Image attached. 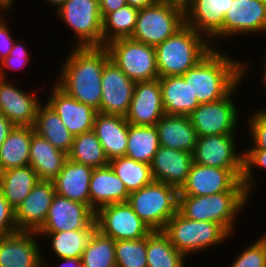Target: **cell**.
Returning <instances> with one entry per match:
<instances>
[{
	"label": "cell",
	"mask_w": 266,
	"mask_h": 267,
	"mask_svg": "<svg viewBox=\"0 0 266 267\" xmlns=\"http://www.w3.org/2000/svg\"><path fill=\"white\" fill-rule=\"evenodd\" d=\"M109 60L105 47H72L63 60L55 84L69 96L98 111L103 68Z\"/></svg>",
	"instance_id": "6da1fadb"
},
{
	"label": "cell",
	"mask_w": 266,
	"mask_h": 267,
	"mask_svg": "<svg viewBox=\"0 0 266 267\" xmlns=\"http://www.w3.org/2000/svg\"><path fill=\"white\" fill-rule=\"evenodd\" d=\"M213 48L201 61L181 75L199 104L224 98L250 71L251 63L237 60ZM245 76V77H244Z\"/></svg>",
	"instance_id": "7a4b0ae2"
},
{
	"label": "cell",
	"mask_w": 266,
	"mask_h": 267,
	"mask_svg": "<svg viewBox=\"0 0 266 267\" xmlns=\"http://www.w3.org/2000/svg\"><path fill=\"white\" fill-rule=\"evenodd\" d=\"M251 197L240 180L226 192L204 196L179 195L178 212L187 219L217 223L232 236L236 231L235 220Z\"/></svg>",
	"instance_id": "3957f363"
},
{
	"label": "cell",
	"mask_w": 266,
	"mask_h": 267,
	"mask_svg": "<svg viewBox=\"0 0 266 267\" xmlns=\"http://www.w3.org/2000/svg\"><path fill=\"white\" fill-rule=\"evenodd\" d=\"M212 49L204 35L185 24L174 35L155 46L159 78L183 75Z\"/></svg>",
	"instance_id": "277c9868"
},
{
	"label": "cell",
	"mask_w": 266,
	"mask_h": 267,
	"mask_svg": "<svg viewBox=\"0 0 266 267\" xmlns=\"http://www.w3.org/2000/svg\"><path fill=\"white\" fill-rule=\"evenodd\" d=\"M163 232L187 258L208 248H215L231 237L217 223L187 219L179 212L168 220Z\"/></svg>",
	"instance_id": "5b68a950"
},
{
	"label": "cell",
	"mask_w": 266,
	"mask_h": 267,
	"mask_svg": "<svg viewBox=\"0 0 266 267\" xmlns=\"http://www.w3.org/2000/svg\"><path fill=\"white\" fill-rule=\"evenodd\" d=\"M179 191L163 182L150 184L129 194L127 203L152 231H163L178 212Z\"/></svg>",
	"instance_id": "8992f818"
},
{
	"label": "cell",
	"mask_w": 266,
	"mask_h": 267,
	"mask_svg": "<svg viewBox=\"0 0 266 267\" xmlns=\"http://www.w3.org/2000/svg\"><path fill=\"white\" fill-rule=\"evenodd\" d=\"M185 25V11L167 2L157 1L139 9L132 40L157 46Z\"/></svg>",
	"instance_id": "52a82bcc"
},
{
	"label": "cell",
	"mask_w": 266,
	"mask_h": 267,
	"mask_svg": "<svg viewBox=\"0 0 266 267\" xmlns=\"http://www.w3.org/2000/svg\"><path fill=\"white\" fill-rule=\"evenodd\" d=\"M56 11L60 22L76 36L72 47H102V15L98 0H66Z\"/></svg>",
	"instance_id": "ba28073f"
},
{
	"label": "cell",
	"mask_w": 266,
	"mask_h": 267,
	"mask_svg": "<svg viewBox=\"0 0 266 267\" xmlns=\"http://www.w3.org/2000/svg\"><path fill=\"white\" fill-rule=\"evenodd\" d=\"M110 60L134 82L152 81L159 78L155 47L120 38L105 45Z\"/></svg>",
	"instance_id": "9c48e42d"
},
{
	"label": "cell",
	"mask_w": 266,
	"mask_h": 267,
	"mask_svg": "<svg viewBox=\"0 0 266 267\" xmlns=\"http://www.w3.org/2000/svg\"><path fill=\"white\" fill-rule=\"evenodd\" d=\"M243 79L222 99L199 104L189 115L197 137L219 134H235L238 129L239 108L234 94ZM238 109V110H237Z\"/></svg>",
	"instance_id": "30bf717a"
},
{
	"label": "cell",
	"mask_w": 266,
	"mask_h": 267,
	"mask_svg": "<svg viewBox=\"0 0 266 267\" xmlns=\"http://www.w3.org/2000/svg\"><path fill=\"white\" fill-rule=\"evenodd\" d=\"M96 229L105 236L119 240H139L152 230L127 202L113 203L95 212Z\"/></svg>",
	"instance_id": "8fae6325"
},
{
	"label": "cell",
	"mask_w": 266,
	"mask_h": 267,
	"mask_svg": "<svg viewBox=\"0 0 266 267\" xmlns=\"http://www.w3.org/2000/svg\"><path fill=\"white\" fill-rule=\"evenodd\" d=\"M242 175L243 168H216L193 162L179 195L204 196L230 191Z\"/></svg>",
	"instance_id": "7c38bea8"
},
{
	"label": "cell",
	"mask_w": 266,
	"mask_h": 267,
	"mask_svg": "<svg viewBox=\"0 0 266 267\" xmlns=\"http://www.w3.org/2000/svg\"><path fill=\"white\" fill-rule=\"evenodd\" d=\"M96 229L95 212L87 205L55 194L45 223L37 232Z\"/></svg>",
	"instance_id": "4fadbf2b"
},
{
	"label": "cell",
	"mask_w": 266,
	"mask_h": 267,
	"mask_svg": "<svg viewBox=\"0 0 266 267\" xmlns=\"http://www.w3.org/2000/svg\"><path fill=\"white\" fill-rule=\"evenodd\" d=\"M235 136L219 134L197 137L194 163L216 168H243L244 153L238 151Z\"/></svg>",
	"instance_id": "5bb4252c"
},
{
	"label": "cell",
	"mask_w": 266,
	"mask_h": 267,
	"mask_svg": "<svg viewBox=\"0 0 266 267\" xmlns=\"http://www.w3.org/2000/svg\"><path fill=\"white\" fill-rule=\"evenodd\" d=\"M101 82L102 98L97 112L125 117L136 82L128 78L111 60L104 65Z\"/></svg>",
	"instance_id": "9a60e30c"
},
{
	"label": "cell",
	"mask_w": 266,
	"mask_h": 267,
	"mask_svg": "<svg viewBox=\"0 0 266 267\" xmlns=\"http://www.w3.org/2000/svg\"><path fill=\"white\" fill-rule=\"evenodd\" d=\"M233 0H193L185 10V24L204 35L213 48V41L223 40V20ZM217 38V39H216ZM215 45V46H214Z\"/></svg>",
	"instance_id": "2e32d148"
},
{
	"label": "cell",
	"mask_w": 266,
	"mask_h": 267,
	"mask_svg": "<svg viewBox=\"0 0 266 267\" xmlns=\"http://www.w3.org/2000/svg\"><path fill=\"white\" fill-rule=\"evenodd\" d=\"M249 33L266 34V6L261 0H233L223 20V40Z\"/></svg>",
	"instance_id": "e0dca14e"
},
{
	"label": "cell",
	"mask_w": 266,
	"mask_h": 267,
	"mask_svg": "<svg viewBox=\"0 0 266 267\" xmlns=\"http://www.w3.org/2000/svg\"><path fill=\"white\" fill-rule=\"evenodd\" d=\"M38 236L34 231L0 236V267H44Z\"/></svg>",
	"instance_id": "ac0fdd59"
},
{
	"label": "cell",
	"mask_w": 266,
	"mask_h": 267,
	"mask_svg": "<svg viewBox=\"0 0 266 267\" xmlns=\"http://www.w3.org/2000/svg\"><path fill=\"white\" fill-rule=\"evenodd\" d=\"M9 81L0 78V113L14 126L33 127L42 101L35 92H25Z\"/></svg>",
	"instance_id": "d6986e66"
},
{
	"label": "cell",
	"mask_w": 266,
	"mask_h": 267,
	"mask_svg": "<svg viewBox=\"0 0 266 267\" xmlns=\"http://www.w3.org/2000/svg\"><path fill=\"white\" fill-rule=\"evenodd\" d=\"M165 114L159 78L136 82L125 119L130 125L155 126Z\"/></svg>",
	"instance_id": "ffe728a7"
},
{
	"label": "cell",
	"mask_w": 266,
	"mask_h": 267,
	"mask_svg": "<svg viewBox=\"0 0 266 267\" xmlns=\"http://www.w3.org/2000/svg\"><path fill=\"white\" fill-rule=\"evenodd\" d=\"M50 90L47 104L61 118L73 136L93 130L97 110L66 94L55 83Z\"/></svg>",
	"instance_id": "44dd1931"
},
{
	"label": "cell",
	"mask_w": 266,
	"mask_h": 267,
	"mask_svg": "<svg viewBox=\"0 0 266 267\" xmlns=\"http://www.w3.org/2000/svg\"><path fill=\"white\" fill-rule=\"evenodd\" d=\"M55 194L53 181L39 180L15 210L18 231L37 232L46 221Z\"/></svg>",
	"instance_id": "7402d4cb"
},
{
	"label": "cell",
	"mask_w": 266,
	"mask_h": 267,
	"mask_svg": "<svg viewBox=\"0 0 266 267\" xmlns=\"http://www.w3.org/2000/svg\"><path fill=\"white\" fill-rule=\"evenodd\" d=\"M193 162L190 152L160 146L150 164L153 181L163 182L180 191Z\"/></svg>",
	"instance_id": "603a6c76"
},
{
	"label": "cell",
	"mask_w": 266,
	"mask_h": 267,
	"mask_svg": "<svg viewBox=\"0 0 266 267\" xmlns=\"http://www.w3.org/2000/svg\"><path fill=\"white\" fill-rule=\"evenodd\" d=\"M94 168L67 158L62 170L53 180L56 194L90 207V180Z\"/></svg>",
	"instance_id": "cb8c5ba5"
},
{
	"label": "cell",
	"mask_w": 266,
	"mask_h": 267,
	"mask_svg": "<svg viewBox=\"0 0 266 267\" xmlns=\"http://www.w3.org/2000/svg\"><path fill=\"white\" fill-rule=\"evenodd\" d=\"M89 193L90 208L94 212L106 205L127 202L130 194L110 165L94 168Z\"/></svg>",
	"instance_id": "d4e9b609"
},
{
	"label": "cell",
	"mask_w": 266,
	"mask_h": 267,
	"mask_svg": "<svg viewBox=\"0 0 266 267\" xmlns=\"http://www.w3.org/2000/svg\"><path fill=\"white\" fill-rule=\"evenodd\" d=\"M128 127L129 123L123 116L100 112L96 114L93 131L109 160L125 156L128 143Z\"/></svg>",
	"instance_id": "484cf974"
},
{
	"label": "cell",
	"mask_w": 266,
	"mask_h": 267,
	"mask_svg": "<svg viewBox=\"0 0 266 267\" xmlns=\"http://www.w3.org/2000/svg\"><path fill=\"white\" fill-rule=\"evenodd\" d=\"M155 126L160 146L194 153L197 134L189 116L164 114Z\"/></svg>",
	"instance_id": "4316f807"
},
{
	"label": "cell",
	"mask_w": 266,
	"mask_h": 267,
	"mask_svg": "<svg viewBox=\"0 0 266 267\" xmlns=\"http://www.w3.org/2000/svg\"><path fill=\"white\" fill-rule=\"evenodd\" d=\"M68 156L54 147L47 139L34 133L29 149V165L39 180L53 181L62 170Z\"/></svg>",
	"instance_id": "83f0119b"
},
{
	"label": "cell",
	"mask_w": 266,
	"mask_h": 267,
	"mask_svg": "<svg viewBox=\"0 0 266 267\" xmlns=\"http://www.w3.org/2000/svg\"><path fill=\"white\" fill-rule=\"evenodd\" d=\"M159 82L165 114L189 116L199 105L181 75L161 77Z\"/></svg>",
	"instance_id": "f1b7e54d"
},
{
	"label": "cell",
	"mask_w": 266,
	"mask_h": 267,
	"mask_svg": "<svg viewBox=\"0 0 266 267\" xmlns=\"http://www.w3.org/2000/svg\"><path fill=\"white\" fill-rule=\"evenodd\" d=\"M33 128L37 135L47 139L57 149L66 154L70 152L74 136L46 101L37 109Z\"/></svg>",
	"instance_id": "f546056e"
},
{
	"label": "cell",
	"mask_w": 266,
	"mask_h": 267,
	"mask_svg": "<svg viewBox=\"0 0 266 267\" xmlns=\"http://www.w3.org/2000/svg\"><path fill=\"white\" fill-rule=\"evenodd\" d=\"M33 127L14 126L0 146V172L29 165Z\"/></svg>",
	"instance_id": "4dcf8cb0"
},
{
	"label": "cell",
	"mask_w": 266,
	"mask_h": 267,
	"mask_svg": "<svg viewBox=\"0 0 266 267\" xmlns=\"http://www.w3.org/2000/svg\"><path fill=\"white\" fill-rule=\"evenodd\" d=\"M38 182L39 178L30 165L0 172V189L14 210Z\"/></svg>",
	"instance_id": "1f68e13d"
},
{
	"label": "cell",
	"mask_w": 266,
	"mask_h": 267,
	"mask_svg": "<svg viewBox=\"0 0 266 267\" xmlns=\"http://www.w3.org/2000/svg\"><path fill=\"white\" fill-rule=\"evenodd\" d=\"M159 147L160 142L156 126L129 124L125 156L150 165Z\"/></svg>",
	"instance_id": "d6a6232c"
},
{
	"label": "cell",
	"mask_w": 266,
	"mask_h": 267,
	"mask_svg": "<svg viewBox=\"0 0 266 267\" xmlns=\"http://www.w3.org/2000/svg\"><path fill=\"white\" fill-rule=\"evenodd\" d=\"M147 267H186L187 257L179 252L163 231L146 237Z\"/></svg>",
	"instance_id": "836d02e7"
},
{
	"label": "cell",
	"mask_w": 266,
	"mask_h": 267,
	"mask_svg": "<svg viewBox=\"0 0 266 267\" xmlns=\"http://www.w3.org/2000/svg\"><path fill=\"white\" fill-rule=\"evenodd\" d=\"M96 229H80L60 232H37L39 237H47L53 253L58 259L81 258Z\"/></svg>",
	"instance_id": "e575fe53"
},
{
	"label": "cell",
	"mask_w": 266,
	"mask_h": 267,
	"mask_svg": "<svg viewBox=\"0 0 266 267\" xmlns=\"http://www.w3.org/2000/svg\"><path fill=\"white\" fill-rule=\"evenodd\" d=\"M138 13V8L128 4L108 13L102 19V47L116 39L130 38L135 29Z\"/></svg>",
	"instance_id": "d590c367"
},
{
	"label": "cell",
	"mask_w": 266,
	"mask_h": 267,
	"mask_svg": "<svg viewBox=\"0 0 266 267\" xmlns=\"http://www.w3.org/2000/svg\"><path fill=\"white\" fill-rule=\"evenodd\" d=\"M68 159L88 165L92 168H101L109 165L103 147L93 130L74 137Z\"/></svg>",
	"instance_id": "8d00e7d4"
},
{
	"label": "cell",
	"mask_w": 266,
	"mask_h": 267,
	"mask_svg": "<svg viewBox=\"0 0 266 267\" xmlns=\"http://www.w3.org/2000/svg\"><path fill=\"white\" fill-rule=\"evenodd\" d=\"M109 165L122 180L129 193L139 190L153 181L149 164L121 156L109 160Z\"/></svg>",
	"instance_id": "74e56055"
},
{
	"label": "cell",
	"mask_w": 266,
	"mask_h": 267,
	"mask_svg": "<svg viewBox=\"0 0 266 267\" xmlns=\"http://www.w3.org/2000/svg\"><path fill=\"white\" fill-rule=\"evenodd\" d=\"M116 241L97 229L93 232L81 256L83 267H116Z\"/></svg>",
	"instance_id": "f35d334b"
},
{
	"label": "cell",
	"mask_w": 266,
	"mask_h": 267,
	"mask_svg": "<svg viewBox=\"0 0 266 267\" xmlns=\"http://www.w3.org/2000/svg\"><path fill=\"white\" fill-rule=\"evenodd\" d=\"M116 267H147L146 237L115 244Z\"/></svg>",
	"instance_id": "ab89813d"
},
{
	"label": "cell",
	"mask_w": 266,
	"mask_h": 267,
	"mask_svg": "<svg viewBox=\"0 0 266 267\" xmlns=\"http://www.w3.org/2000/svg\"><path fill=\"white\" fill-rule=\"evenodd\" d=\"M233 261L231 267H266V232L247 246Z\"/></svg>",
	"instance_id": "60d3db41"
},
{
	"label": "cell",
	"mask_w": 266,
	"mask_h": 267,
	"mask_svg": "<svg viewBox=\"0 0 266 267\" xmlns=\"http://www.w3.org/2000/svg\"><path fill=\"white\" fill-rule=\"evenodd\" d=\"M243 175L241 181L243 182L246 191L249 195L252 194L255 182L254 168H263L266 170V150L263 149H245L243 150Z\"/></svg>",
	"instance_id": "b9f144b4"
},
{
	"label": "cell",
	"mask_w": 266,
	"mask_h": 267,
	"mask_svg": "<svg viewBox=\"0 0 266 267\" xmlns=\"http://www.w3.org/2000/svg\"><path fill=\"white\" fill-rule=\"evenodd\" d=\"M249 115L247 120L248 131L250 133L251 147L247 149L266 150V109H257Z\"/></svg>",
	"instance_id": "7bdbcfd3"
},
{
	"label": "cell",
	"mask_w": 266,
	"mask_h": 267,
	"mask_svg": "<svg viewBox=\"0 0 266 267\" xmlns=\"http://www.w3.org/2000/svg\"><path fill=\"white\" fill-rule=\"evenodd\" d=\"M23 40H16L8 57L0 62V78L6 79L8 78L6 75L8 70L18 71L20 69H24L26 65L29 63L30 54L27 52V48L25 44L23 46Z\"/></svg>",
	"instance_id": "ee69618b"
},
{
	"label": "cell",
	"mask_w": 266,
	"mask_h": 267,
	"mask_svg": "<svg viewBox=\"0 0 266 267\" xmlns=\"http://www.w3.org/2000/svg\"><path fill=\"white\" fill-rule=\"evenodd\" d=\"M18 232L15 222V210L4 198L0 189V236L10 235Z\"/></svg>",
	"instance_id": "f6af8a7d"
},
{
	"label": "cell",
	"mask_w": 266,
	"mask_h": 267,
	"mask_svg": "<svg viewBox=\"0 0 266 267\" xmlns=\"http://www.w3.org/2000/svg\"><path fill=\"white\" fill-rule=\"evenodd\" d=\"M9 11L0 12V62L9 56L17 39L11 34L10 28L5 21V14ZM13 37V38H12Z\"/></svg>",
	"instance_id": "bcb514c9"
},
{
	"label": "cell",
	"mask_w": 266,
	"mask_h": 267,
	"mask_svg": "<svg viewBox=\"0 0 266 267\" xmlns=\"http://www.w3.org/2000/svg\"><path fill=\"white\" fill-rule=\"evenodd\" d=\"M102 19L110 12L116 11L125 6L126 0H98Z\"/></svg>",
	"instance_id": "7dc6e473"
},
{
	"label": "cell",
	"mask_w": 266,
	"mask_h": 267,
	"mask_svg": "<svg viewBox=\"0 0 266 267\" xmlns=\"http://www.w3.org/2000/svg\"><path fill=\"white\" fill-rule=\"evenodd\" d=\"M12 122L2 113H0V146L6 140L9 132L13 129Z\"/></svg>",
	"instance_id": "c3c4849f"
},
{
	"label": "cell",
	"mask_w": 266,
	"mask_h": 267,
	"mask_svg": "<svg viewBox=\"0 0 266 267\" xmlns=\"http://www.w3.org/2000/svg\"><path fill=\"white\" fill-rule=\"evenodd\" d=\"M44 256H43V264L44 267H48V265H46V261H44ZM61 260L62 264L59 267H83L82 266V262H81V258H62V259H58ZM50 267V266H49ZM54 267V266H52Z\"/></svg>",
	"instance_id": "681fc988"
},
{
	"label": "cell",
	"mask_w": 266,
	"mask_h": 267,
	"mask_svg": "<svg viewBox=\"0 0 266 267\" xmlns=\"http://www.w3.org/2000/svg\"><path fill=\"white\" fill-rule=\"evenodd\" d=\"M158 0H126V3L131 7H135L138 9L151 6L155 4Z\"/></svg>",
	"instance_id": "f907efd6"
},
{
	"label": "cell",
	"mask_w": 266,
	"mask_h": 267,
	"mask_svg": "<svg viewBox=\"0 0 266 267\" xmlns=\"http://www.w3.org/2000/svg\"><path fill=\"white\" fill-rule=\"evenodd\" d=\"M162 2H167L170 5H174L176 7L181 8L182 10H186L193 2V0H159Z\"/></svg>",
	"instance_id": "816d5d0a"
},
{
	"label": "cell",
	"mask_w": 266,
	"mask_h": 267,
	"mask_svg": "<svg viewBox=\"0 0 266 267\" xmlns=\"http://www.w3.org/2000/svg\"><path fill=\"white\" fill-rule=\"evenodd\" d=\"M16 0H0V12L10 11Z\"/></svg>",
	"instance_id": "f5cc1de1"
},
{
	"label": "cell",
	"mask_w": 266,
	"mask_h": 267,
	"mask_svg": "<svg viewBox=\"0 0 266 267\" xmlns=\"http://www.w3.org/2000/svg\"><path fill=\"white\" fill-rule=\"evenodd\" d=\"M66 0H45V2L50 3L52 6L56 7V10L65 2Z\"/></svg>",
	"instance_id": "db71d44e"
},
{
	"label": "cell",
	"mask_w": 266,
	"mask_h": 267,
	"mask_svg": "<svg viewBox=\"0 0 266 267\" xmlns=\"http://www.w3.org/2000/svg\"><path fill=\"white\" fill-rule=\"evenodd\" d=\"M263 73V80H262V83H264L263 84V86L265 87V89H266V72H262ZM266 91V90H265Z\"/></svg>",
	"instance_id": "11a10c76"
},
{
	"label": "cell",
	"mask_w": 266,
	"mask_h": 267,
	"mask_svg": "<svg viewBox=\"0 0 266 267\" xmlns=\"http://www.w3.org/2000/svg\"><path fill=\"white\" fill-rule=\"evenodd\" d=\"M264 59H265V61H264V68H262V69H263L264 72H266V58H264Z\"/></svg>",
	"instance_id": "9f6ffc18"
},
{
	"label": "cell",
	"mask_w": 266,
	"mask_h": 267,
	"mask_svg": "<svg viewBox=\"0 0 266 267\" xmlns=\"http://www.w3.org/2000/svg\"><path fill=\"white\" fill-rule=\"evenodd\" d=\"M261 1L266 6V0H261Z\"/></svg>",
	"instance_id": "6f0895ef"
}]
</instances>
